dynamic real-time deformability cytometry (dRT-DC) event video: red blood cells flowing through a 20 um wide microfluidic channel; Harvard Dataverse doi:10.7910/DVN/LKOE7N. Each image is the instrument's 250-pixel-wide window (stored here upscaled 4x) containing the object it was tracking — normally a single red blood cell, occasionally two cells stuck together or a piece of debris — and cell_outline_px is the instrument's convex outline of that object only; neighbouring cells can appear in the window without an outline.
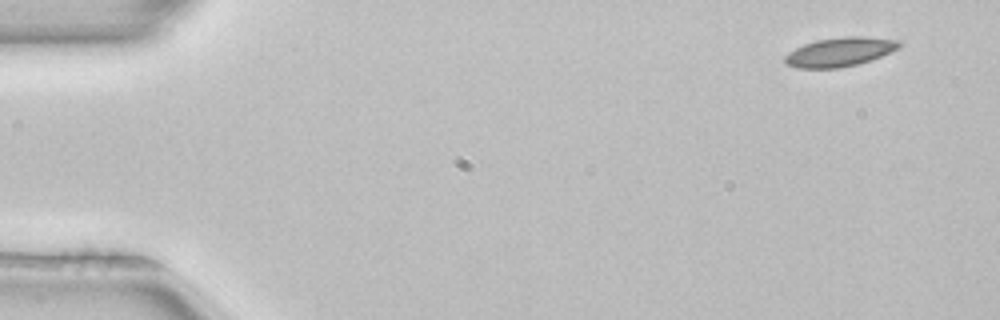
{"species": "common noctule bat (a hibernating species)", "species_latin": "Nyctalus noctula", "temperature_condition": "room temperature", "stored_images_in_passage": 4, "camera_frame_rate_fps": 3000, "um_per_image_px": 0.085, "animal": {"sex": "female", "body_mass_g": 22.7, "forearm_length_mm": 54.2}, "frame": {"image": 1, "passage_image": 1, "time_ms": 0.0, "image_size_px": [1000, 320], "cell_outline_px": [[904, 44], [900, 48], [872, 60], [840, 68], [796, 68], [788, 64], [784, 60], [784, 56], [788, 52], [804, 44], [816, 40], [844, 36], [864, 36], [900, 40]], "centroid_in_image_um": [71.43, 4.4], "position_along_channel_um": 13.6, "area_um2": 19.54}}
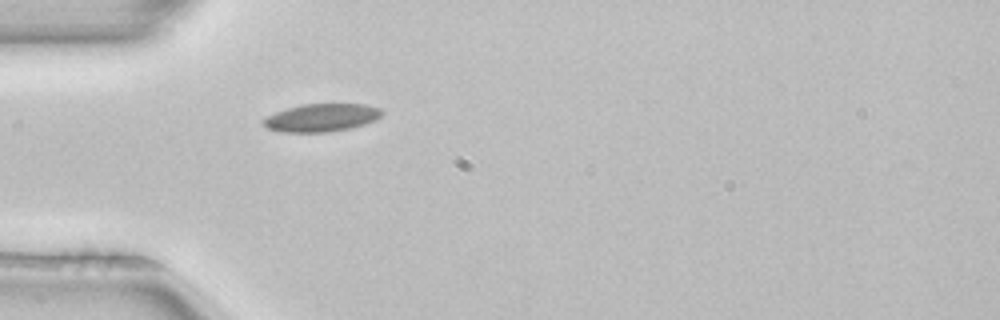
{"frame": {"image": 2, "passage_image": 4, "time_ms": 1.0, "image_size_px": [1000, 320], "cell_outline_px": [[384, 112], [376, 120], [352, 128], [328, 132], [280, 132], [268, 128], [260, 124], [260, 120], [276, 112], [288, 108], [304, 104], [364, 104], [380, 108]], "centroid_in_image_um": [27.32, 10.01], "position_along_channel_um": 57.7, "area_um2": 19.36}}